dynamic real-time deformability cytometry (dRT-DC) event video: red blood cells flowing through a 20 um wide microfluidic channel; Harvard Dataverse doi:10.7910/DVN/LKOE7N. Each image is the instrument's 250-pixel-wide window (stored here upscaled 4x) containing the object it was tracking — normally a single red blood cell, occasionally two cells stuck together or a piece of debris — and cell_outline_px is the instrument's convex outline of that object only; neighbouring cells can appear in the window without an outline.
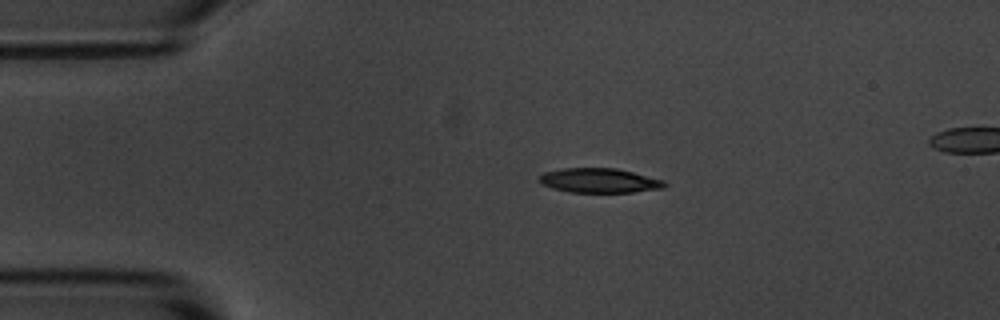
{"species": "common noctule bat (a hibernating species)", "species_latin": "Nyctalus noctula", "temperature_condition": "room temperature", "stored_images_in_passage": 2, "camera_frame_rate_fps": 3000, "um_per_image_px": 0.085, "animal": {"sex": "male", "body_mass_g": 20.1, "forearm_length_mm": 53.5}, "frame": {"image": 1, "passage_image": 1, "time_ms": 0.0, "image_size_px": [1000, 320], "cell_outline_px": [[668, 184], [664, 188], [632, 192], [568, 192], [552, 188], [540, 184], [536, 180], [536, 176], [544, 172], [560, 168], [616, 168], [664, 180]], "centroid_in_image_um": [50.87, 15.34], "position_along_channel_um": 34.1, "area_um2": 18.15}}